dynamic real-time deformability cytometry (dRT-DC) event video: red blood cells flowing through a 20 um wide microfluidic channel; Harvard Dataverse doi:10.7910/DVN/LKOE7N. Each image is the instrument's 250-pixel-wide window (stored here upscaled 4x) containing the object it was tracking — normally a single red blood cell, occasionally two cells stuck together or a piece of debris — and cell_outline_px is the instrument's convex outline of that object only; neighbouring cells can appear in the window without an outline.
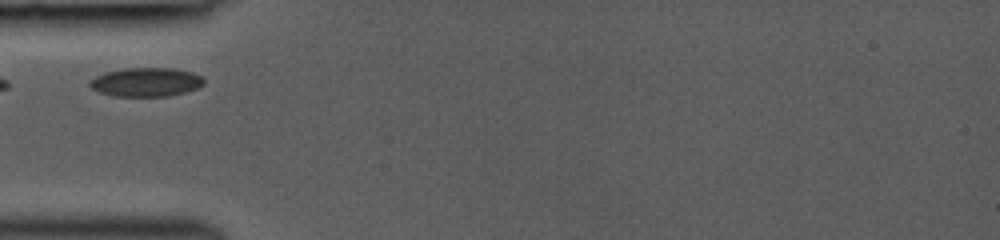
{"species": "common noctule bat (a hibernating species)", "species_latin": "Nyctalus noctula", "temperature_condition": "room temperature", "stored_images_in_passage": 20, "camera_frame_rate_fps": 3000, "um_per_image_px": 0.085, "animal": {"sex": "female", "body_mass_g": 19.0, "forearm_length_mm": 53.3}, "frame": {"image": 1, "passage_image": 1, "time_ms": 0.0, "image_size_px": [1000, 240], "cell_outline_px": [[204, 84], [196, 88], [184, 92], [168, 96], [112, 96], [100, 92], [92, 88], [88, 84], [96, 76], [104, 72], [124, 68], [172, 68], [192, 72], [200, 76], [204, 80]], "centroid_in_image_um": [12.4, 6.97], "position_along_channel_um": 72.6, "area_um2": 19.07}}